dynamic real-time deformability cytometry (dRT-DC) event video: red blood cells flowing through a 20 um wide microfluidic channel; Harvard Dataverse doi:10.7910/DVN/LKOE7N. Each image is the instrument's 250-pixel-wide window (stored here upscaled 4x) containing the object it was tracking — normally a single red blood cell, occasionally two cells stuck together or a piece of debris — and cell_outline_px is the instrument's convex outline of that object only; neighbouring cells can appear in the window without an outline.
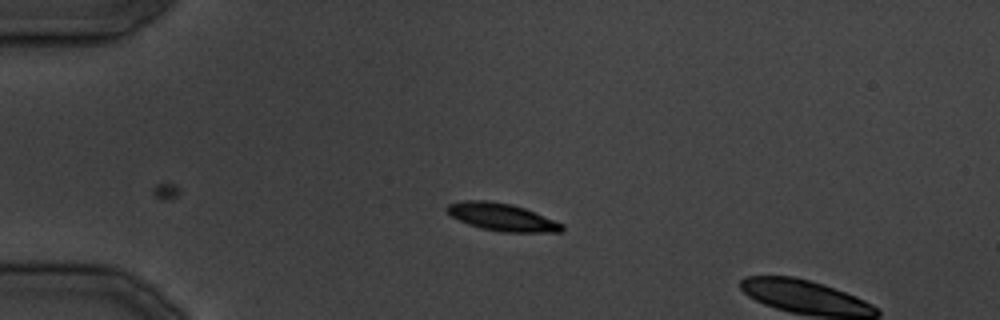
{"species": "common noctule bat (a hibernating species)", "species_latin": "Nyctalus noctula", "temperature_condition": "cold", "stored_images_in_passage": 3, "camera_frame_rate_fps": 3000, "um_per_image_px": 0.085, "animal": {"sex": "male", "body_mass_g": 19.5, "forearm_length_mm": 54.6}, "frame": {"image": 1, "passage_image": 1, "time_ms": 0.0, "image_size_px": [1000, 320], "cell_outline_px": [[564, 228], [560, 232], [500, 232], [480, 228], [468, 224], [452, 216], [444, 208], [448, 204], [464, 200], [488, 200], [512, 204], [536, 212], [564, 224]], "centroid_in_image_um": [42.67, 18.45], "position_along_channel_um": 42.3, "area_um2": 18.55}}